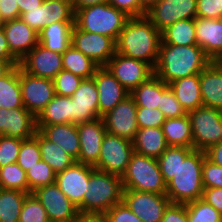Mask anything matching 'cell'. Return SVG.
I'll list each match as a JSON object with an SVG mask.
<instances>
[{
  "label": "cell",
  "mask_w": 222,
  "mask_h": 222,
  "mask_svg": "<svg viewBox=\"0 0 222 222\" xmlns=\"http://www.w3.org/2000/svg\"><path fill=\"white\" fill-rule=\"evenodd\" d=\"M80 152L76 162L95 166L100 155L106 128L102 117L77 124Z\"/></svg>",
  "instance_id": "cell-17"
},
{
  "label": "cell",
  "mask_w": 222,
  "mask_h": 222,
  "mask_svg": "<svg viewBox=\"0 0 222 222\" xmlns=\"http://www.w3.org/2000/svg\"><path fill=\"white\" fill-rule=\"evenodd\" d=\"M202 180L203 188H222V166L205 157L202 164Z\"/></svg>",
  "instance_id": "cell-48"
},
{
  "label": "cell",
  "mask_w": 222,
  "mask_h": 222,
  "mask_svg": "<svg viewBox=\"0 0 222 222\" xmlns=\"http://www.w3.org/2000/svg\"><path fill=\"white\" fill-rule=\"evenodd\" d=\"M11 54L20 62L38 43L39 35L20 18L3 24Z\"/></svg>",
  "instance_id": "cell-22"
},
{
  "label": "cell",
  "mask_w": 222,
  "mask_h": 222,
  "mask_svg": "<svg viewBox=\"0 0 222 222\" xmlns=\"http://www.w3.org/2000/svg\"><path fill=\"white\" fill-rule=\"evenodd\" d=\"M121 176L93 168L83 198V212L105 213L123 202Z\"/></svg>",
  "instance_id": "cell-4"
},
{
  "label": "cell",
  "mask_w": 222,
  "mask_h": 222,
  "mask_svg": "<svg viewBox=\"0 0 222 222\" xmlns=\"http://www.w3.org/2000/svg\"><path fill=\"white\" fill-rule=\"evenodd\" d=\"M186 113L203 106L200 74L184 77L168 84Z\"/></svg>",
  "instance_id": "cell-26"
},
{
  "label": "cell",
  "mask_w": 222,
  "mask_h": 222,
  "mask_svg": "<svg viewBox=\"0 0 222 222\" xmlns=\"http://www.w3.org/2000/svg\"><path fill=\"white\" fill-rule=\"evenodd\" d=\"M75 22H55L45 27L39 35V44L46 49L63 53L71 45V32Z\"/></svg>",
  "instance_id": "cell-29"
},
{
  "label": "cell",
  "mask_w": 222,
  "mask_h": 222,
  "mask_svg": "<svg viewBox=\"0 0 222 222\" xmlns=\"http://www.w3.org/2000/svg\"><path fill=\"white\" fill-rule=\"evenodd\" d=\"M185 204L188 222H222V215L202 198Z\"/></svg>",
  "instance_id": "cell-39"
},
{
  "label": "cell",
  "mask_w": 222,
  "mask_h": 222,
  "mask_svg": "<svg viewBox=\"0 0 222 222\" xmlns=\"http://www.w3.org/2000/svg\"><path fill=\"white\" fill-rule=\"evenodd\" d=\"M29 193L2 189L0 192V222H18L21 208Z\"/></svg>",
  "instance_id": "cell-36"
},
{
  "label": "cell",
  "mask_w": 222,
  "mask_h": 222,
  "mask_svg": "<svg viewBox=\"0 0 222 222\" xmlns=\"http://www.w3.org/2000/svg\"><path fill=\"white\" fill-rule=\"evenodd\" d=\"M63 69L80 76L83 79L92 78L99 68L89 57L70 45L62 53Z\"/></svg>",
  "instance_id": "cell-35"
},
{
  "label": "cell",
  "mask_w": 222,
  "mask_h": 222,
  "mask_svg": "<svg viewBox=\"0 0 222 222\" xmlns=\"http://www.w3.org/2000/svg\"><path fill=\"white\" fill-rule=\"evenodd\" d=\"M203 106L222 110V69L210 62L200 73Z\"/></svg>",
  "instance_id": "cell-25"
},
{
  "label": "cell",
  "mask_w": 222,
  "mask_h": 222,
  "mask_svg": "<svg viewBox=\"0 0 222 222\" xmlns=\"http://www.w3.org/2000/svg\"><path fill=\"white\" fill-rule=\"evenodd\" d=\"M29 194L39 187L55 183L56 173L42 159L26 171Z\"/></svg>",
  "instance_id": "cell-40"
},
{
  "label": "cell",
  "mask_w": 222,
  "mask_h": 222,
  "mask_svg": "<svg viewBox=\"0 0 222 222\" xmlns=\"http://www.w3.org/2000/svg\"><path fill=\"white\" fill-rule=\"evenodd\" d=\"M19 66L27 73L53 80L63 69L62 54L37 44L21 61Z\"/></svg>",
  "instance_id": "cell-18"
},
{
  "label": "cell",
  "mask_w": 222,
  "mask_h": 222,
  "mask_svg": "<svg viewBox=\"0 0 222 222\" xmlns=\"http://www.w3.org/2000/svg\"><path fill=\"white\" fill-rule=\"evenodd\" d=\"M34 137L38 140L41 159L57 174L72 166L76 160L66 153L60 146L46 139L38 130Z\"/></svg>",
  "instance_id": "cell-33"
},
{
  "label": "cell",
  "mask_w": 222,
  "mask_h": 222,
  "mask_svg": "<svg viewBox=\"0 0 222 222\" xmlns=\"http://www.w3.org/2000/svg\"><path fill=\"white\" fill-rule=\"evenodd\" d=\"M134 152L158 158L167 149L162 127L138 129L132 140Z\"/></svg>",
  "instance_id": "cell-27"
},
{
  "label": "cell",
  "mask_w": 222,
  "mask_h": 222,
  "mask_svg": "<svg viewBox=\"0 0 222 222\" xmlns=\"http://www.w3.org/2000/svg\"><path fill=\"white\" fill-rule=\"evenodd\" d=\"M137 124L139 129L159 128L163 126L166 118L159 108L137 107Z\"/></svg>",
  "instance_id": "cell-46"
},
{
  "label": "cell",
  "mask_w": 222,
  "mask_h": 222,
  "mask_svg": "<svg viewBox=\"0 0 222 222\" xmlns=\"http://www.w3.org/2000/svg\"><path fill=\"white\" fill-rule=\"evenodd\" d=\"M121 179L124 189L166 194V182L157 158L134 152Z\"/></svg>",
  "instance_id": "cell-6"
},
{
  "label": "cell",
  "mask_w": 222,
  "mask_h": 222,
  "mask_svg": "<svg viewBox=\"0 0 222 222\" xmlns=\"http://www.w3.org/2000/svg\"><path fill=\"white\" fill-rule=\"evenodd\" d=\"M168 84L155 74L135 88L130 95L134 98L137 107L159 108L161 94L168 88Z\"/></svg>",
  "instance_id": "cell-32"
},
{
  "label": "cell",
  "mask_w": 222,
  "mask_h": 222,
  "mask_svg": "<svg viewBox=\"0 0 222 222\" xmlns=\"http://www.w3.org/2000/svg\"><path fill=\"white\" fill-rule=\"evenodd\" d=\"M72 123V98L55 94L36 117V126Z\"/></svg>",
  "instance_id": "cell-28"
},
{
  "label": "cell",
  "mask_w": 222,
  "mask_h": 222,
  "mask_svg": "<svg viewBox=\"0 0 222 222\" xmlns=\"http://www.w3.org/2000/svg\"><path fill=\"white\" fill-rule=\"evenodd\" d=\"M94 167L75 162L72 166L56 174L55 183L68 199L83 212V198Z\"/></svg>",
  "instance_id": "cell-15"
},
{
  "label": "cell",
  "mask_w": 222,
  "mask_h": 222,
  "mask_svg": "<svg viewBox=\"0 0 222 222\" xmlns=\"http://www.w3.org/2000/svg\"><path fill=\"white\" fill-rule=\"evenodd\" d=\"M187 114L191 122L194 149L205 152L222 141V110L200 106Z\"/></svg>",
  "instance_id": "cell-7"
},
{
  "label": "cell",
  "mask_w": 222,
  "mask_h": 222,
  "mask_svg": "<svg viewBox=\"0 0 222 222\" xmlns=\"http://www.w3.org/2000/svg\"><path fill=\"white\" fill-rule=\"evenodd\" d=\"M211 62H213L219 69H222V51L216 55Z\"/></svg>",
  "instance_id": "cell-63"
},
{
  "label": "cell",
  "mask_w": 222,
  "mask_h": 222,
  "mask_svg": "<svg viewBox=\"0 0 222 222\" xmlns=\"http://www.w3.org/2000/svg\"><path fill=\"white\" fill-rule=\"evenodd\" d=\"M160 172L167 183L175 176L179 168V146H168L167 149L157 158Z\"/></svg>",
  "instance_id": "cell-44"
},
{
  "label": "cell",
  "mask_w": 222,
  "mask_h": 222,
  "mask_svg": "<svg viewBox=\"0 0 222 222\" xmlns=\"http://www.w3.org/2000/svg\"><path fill=\"white\" fill-rule=\"evenodd\" d=\"M160 222H188L186 204L170 203Z\"/></svg>",
  "instance_id": "cell-51"
},
{
  "label": "cell",
  "mask_w": 222,
  "mask_h": 222,
  "mask_svg": "<svg viewBox=\"0 0 222 222\" xmlns=\"http://www.w3.org/2000/svg\"><path fill=\"white\" fill-rule=\"evenodd\" d=\"M71 45L99 67H105L116 53V42L111 37L85 32L75 24L71 32Z\"/></svg>",
  "instance_id": "cell-9"
},
{
  "label": "cell",
  "mask_w": 222,
  "mask_h": 222,
  "mask_svg": "<svg viewBox=\"0 0 222 222\" xmlns=\"http://www.w3.org/2000/svg\"><path fill=\"white\" fill-rule=\"evenodd\" d=\"M158 0H140V17L145 16L146 12L157 2Z\"/></svg>",
  "instance_id": "cell-61"
},
{
  "label": "cell",
  "mask_w": 222,
  "mask_h": 222,
  "mask_svg": "<svg viewBox=\"0 0 222 222\" xmlns=\"http://www.w3.org/2000/svg\"><path fill=\"white\" fill-rule=\"evenodd\" d=\"M92 78L98 90L99 117L130 95L106 67H99Z\"/></svg>",
  "instance_id": "cell-20"
},
{
  "label": "cell",
  "mask_w": 222,
  "mask_h": 222,
  "mask_svg": "<svg viewBox=\"0 0 222 222\" xmlns=\"http://www.w3.org/2000/svg\"><path fill=\"white\" fill-rule=\"evenodd\" d=\"M133 153L132 141L106 132L94 168L122 177Z\"/></svg>",
  "instance_id": "cell-8"
},
{
  "label": "cell",
  "mask_w": 222,
  "mask_h": 222,
  "mask_svg": "<svg viewBox=\"0 0 222 222\" xmlns=\"http://www.w3.org/2000/svg\"><path fill=\"white\" fill-rule=\"evenodd\" d=\"M162 129L168 146L193 148L191 122L188 114L179 118L166 119Z\"/></svg>",
  "instance_id": "cell-30"
},
{
  "label": "cell",
  "mask_w": 222,
  "mask_h": 222,
  "mask_svg": "<svg viewBox=\"0 0 222 222\" xmlns=\"http://www.w3.org/2000/svg\"><path fill=\"white\" fill-rule=\"evenodd\" d=\"M218 20H219L220 23L222 24V15L218 18Z\"/></svg>",
  "instance_id": "cell-65"
},
{
  "label": "cell",
  "mask_w": 222,
  "mask_h": 222,
  "mask_svg": "<svg viewBox=\"0 0 222 222\" xmlns=\"http://www.w3.org/2000/svg\"><path fill=\"white\" fill-rule=\"evenodd\" d=\"M0 182L3 189L29 193L26 172L17 163L8 164L0 168Z\"/></svg>",
  "instance_id": "cell-38"
},
{
  "label": "cell",
  "mask_w": 222,
  "mask_h": 222,
  "mask_svg": "<svg viewBox=\"0 0 222 222\" xmlns=\"http://www.w3.org/2000/svg\"><path fill=\"white\" fill-rule=\"evenodd\" d=\"M45 208L50 222H72L79 212L56 183L32 192Z\"/></svg>",
  "instance_id": "cell-16"
},
{
  "label": "cell",
  "mask_w": 222,
  "mask_h": 222,
  "mask_svg": "<svg viewBox=\"0 0 222 222\" xmlns=\"http://www.w3.org/2000/svg\"><path fill=\"white\" fill-rule=\"evenodd\" d=\"M104 214L107 222H143L124 202L114 205Z\"/></svg>",
  "instance_id": "cell-49"
},
{
  "label": "cell",
  "mask_w": 222,
  "mask_h": 222,
  "mask_svg": "<svg viewBox=\"0 0 222 222\" xmlns=\"http://www.w3.org/2000/svg\"><path fill=\"white\" fill-rule=\"evenodd\" d=\"M2 189H3V188H2V185H1V182H0V192L2 191Z\"/></svg>",
  "instance_id": "cell-66"
},
{
  "label": "cell",
  "mask_w": 222,
  "mask_h": 222,
  "mask_svg": "<svg viewBox=\"0 0 222 222\" xmlns=\"http://www.w3.org/2000/svg\"><path fill=\"white\" fill-rule=\"evenodd\" d=\"M210 62L211 59L198 45H168L161 40L154 74L169 84L180 78L200 74Z\"/></svg>",
  "instance_id": "cell-2"
},
{
  "label": "cell",
  "mask_w": 222,
  "mask_h": 222,
  "mask_svg": "<svg viewBox=\"0 0 222 222\" xmlns=\"http://www.w3.org/2000/svg\"><path fill=\"white\" fill-rule=\"evenodd\" d=\"M44 0H17L20 14L28 11V9L37 8L42 5Z\"/></svg>",
  "instance_id": "cell-59"
},
{
  "label": "cell",
  "mask_w": 222,
  "mask_h": 222,
  "mask_svg": "<svg viewBox=\"0 0 222 222\" xmlns=\"http://www.w3.org/2000/svg\"><path fill=\"white\" fill-rule=\"evenodd\" d=\"M18 222H50L45 208L33 193L26 196Z\"/></svg>",
  "instance_id": "cell-41"
},
{
  "label": "cell",
  "mask_w": 222,
  "mask_h": 222,
  "mask_svg": "<svg viewBox=\"0 0 222 222\" xmlns=\"http://www.w3.org/2000/svg\"><path fill=\"white\" fill-rule=\"evenodd\" d=\"M36 131V117L26 108H0V135L25 140Z\"/></svg>",
  "instance_id": "cell-21"
},
{
  "label": "cell",
  "mask_w": 222,
  "mask_h": 222,
  "mask_svg": "<svg viewBox=\"0 0 222 222\" xmlns=\"http://www.w3.org/2000/svg\"><path fill=\"white\" fill-rule=\"evenodd\" d=\"M83 78L70 71L62 69L52 80L55 94L71 97L80 86Z\"/></svg>",
  "instance_id": "cell-43"
},
{
  "label": "cell",
  "mask_w": 222,
  "mask_h": 222,
  "mask_svg": "<svg viewBox=\"0 0 222 222\" xmlns=\"http://www.w3.org/2000/svg\"><path fill=\"white\" fill-rule=\"evenodd\" d=\"M20 87L24 107L35 117L47 106L55 96L53 81L36 77L20 67Z\"/></svg>",
  "instance_id": "cell-12"
},
{
  "label": "cell",
  "mask_w": 222,
  "mask_h": 222,
  "mask_svg": "<svg viewBox=\"0 0 222 222\" xmlns=\"http://www.w3.org/2000/svg\"><path fill=\"white\" fill-rule=\"evenodd\" d=\"M204 151L179 146V168L166 183V195L171 203H187L202 198V164Z\"/></svg>",
  "instance_id": "cell-3"
},
{
  "label": "cell",
  "mask_w": 222,
  "mask_h": 222,
  "mask_svg": "<svg viewBox=\"0 0 222 222\" xmlns=\"http://www.w3.org/2000/svg\"><path fill=\"white\" fill-rule=\"evenodd\" d=\"M162 41L168 45H197L195 18L179 20L161 32Z\"/></svg>",
  "instance_id": "cell-34"
},
{
  "label": "cell",
  "mask_w": 222,
  "mask_h": 222,
  "mask_svg": "<svg viewBox=\"0 0 222 222\" xmlns=\"http://www.w3.org/2000/svg\"><path fill=\"white\" fill-rule=\"evenodd\" d=\"M17 0H0V16L4 22L20 18Z\"/></svg>",
  "instance_id": "cell-54"
},
{
  "label": "cell",
  "mask_w": 222,
  "mask_h": 222,
  "mask_svg": "<svg viewBox=\"0 0 222 222\" xmlns=\"http://www.w3.org/2000/svg\"><path fill=\"white\" fill-rule=\"evenodd\" d=\"M206 157L214 164L222 166V141L205 151Z\"/></svg>",
  "instance_id": "cell-58"
},
{
  "label": "cell",
  "mask_w": 222,
  "mask_h": 222,
  "mask_svg": "<svg viewBox=\"0 0 222 222\" xmlns=\"http://www.w3.org/2000/svg\"><path fill=\"white\" fill-rule=\"evenodd\" d=\"M72 98V123L99 118L98 90L93 78L83 79Z\"/></svg>",
  "instance_id": "cell-19"
},
{
  "label": "cell",
  "mask_w": 222,
  "mask_h": 222,
  "mask_svg": "<svg viewBox=\"0 0 222 222\" xmlns=\"http://www.w3.org/2000/svg\"><path fill=\"white\" fill-rule=\"evenodd\" d=\"M20 19L36 32L43 30V3L41 6L20 14Z\"/></svg>",
  "instance_id": "cell-52"
},
{
  "label": "cell",
  "mask_w": 222,
  "mask_h": 222,
  "mask_svg": "<svg viewBox=\"0 0 222 222\" xmlns=\"http://www.w3.org/2000/svg\"><path fill=\"white\" fill-rule=\"evenodd\" d=\"M159 109L164 114L166 119L179 118L187 114L182 108L179 101L176 99L170 87H168L161 94V102Z\"/></svg>",
  "instance_id": "cell-47"
},
{
  "label": "cell",
  "mask_w": 222,
  "mask_h": 222,
  "mask_svg": "<svg viewBox=\"0 0 222 222\" xmlns=\"http://www.w3.org/2000/svg\"><path fill=\"white\" fill-rule=\"evenodd\" d=\"M55 22H75L71 0L43 1V29Z\"/></svg>",
  "instance_id": "cell-37"
},
{
  "label": "cell",
  "mask_w": 222,
  "mask_h": 222,
  "mask_svg": "<svg viewBox=\"0 0 222 222\" xmlns=\"http://www.w3.org/2000/svg\"><path fill=\"white\" fill-rule=\"evenodd\" d=\"M162 32L179 20L197 17L196 0H158L145 15Z\"/></svg>",
  "instance_id": "cell-10"
},
{
  "label": "cell",
  "mask_w": 222,
  "mask_h": 222,
  "mask_svg": "<svg viewBox=\"0 0 222 222\" xmlns=\"http://www.w3.org/2000/svg\"><path fill=\"white\" fill-rule=\"evenodd\" d=\"M129 16L108 2L81 8L75 12V25L90 33L111 37L115 42Z\"/></svg>",
  "instance_id": "cell-5"
},
{
  "label": "cell",
  "mask_w": 222,
  "mask_h": 222,
  "mask_svg": "<svg viewBox=\"0 0 222 222\" xmlns=\"http://www.w3.org/2000/svg\"><path fill=\"white\" fill-rule=\"evenodd\" d=\"M0 60L8 61L13 67L20 64L9 50L3 27H0Z\"/></svg>",
  "instance_id": "cell-56"
},
{
  "label": "cell",
  "mask_w": 222,
  "mask_h": 222,
  "mask_svg": "<svg viewBox=\"0 0 222 222\" xmlns=\"http://www.w3.org/2000/svg\"><path fill=\"white\" fill-rule=\"evenodd\" d=\"M13 66L8 61H2L0 60V78L5 76Z\"/></svg>",
  "instance_id": "cell-62"
},
{
  "label": "cell",
  "mask_w": 222,
  "mask_h": 222,
  "mask_svg": "<svg viewBox=\"0 0 222 222\" xmlns=\"http://www.w3.org/2000/svg\"><path fill=\"white\" fill-rule=\"evenodd\" d=\"M197 45L212 60L222 51V24L218 19L195 18Z\"/></svg>",
  "instance_id": "cell-24"
},
{
  "label": "cell",
  "mask_w": 222,
  "mask_h": 222,
  "mask_svg": "<svg viewBox=\"0 0 222 222\" xmlns=\"http://www.w3.org/2000/svg\"><path fill=\"white\" fill-rule=\"evenodd\" d=\"M41 160V151L35 137L25 139L21 143L17 164L26 172Z\"/></svg>",
  "instance_id": "cell-42"
},
{
  "label": "cell",
  "mask_w": 222,
  "mask_h": 222,
  "mask_svg": "<svg viewBox=\"0 0 222 222\" xmlns=\"http://www.w3.org/2000/svg\"><path fill=\"white\" fill-rule=\"evenodd\" d=\"M123 202L143 222H160L171 203L166 194L123 190Z\"/></svg>",
  "instance_id": "cell-13"
},
{
  "label": "cell",
  "mask_w": 222,
  "mask_h": 222,
  "mask_svg": "<svg viewBox=\"0 0 222 222\" xmlns=\"http://www.w3.org/2000/svg\"><path fill=\"white\" fill-rule=\"evenodd\" d=\"M23 139L0 135V168L16 163Z\"/></svg>",
  "instance_id": "cell-45"
},
{
  "label": "cell",
  "mask_w": 222,
  "mask_h": 222,
  "mask_svg": "<svg viewBox=\"0 0 222 222\" xmlns=\"http://www.w3.org/2000/svg\"><path fill=\"white\" fill-rule=\"evenodd\" d=\"M0 108H25L20 87V66H14L0 78Z\"/></svg>",
  "instance_id": "cell-31"
},
{
  "label": "cell",
  "mask_w": 222,
  "mask_h": 222,
  "mask_svg": "<svg viewBox=\"0 0 222 222\" xmlns=\"http://www.w3.org/2000/svg\"><path fill=\"white\" fill-rule=\"evenodd\" d=\"M105 67L130 93L154 74L148 63L117 52Z\"/></svg>",
  "instance_id": "cell-11"
},
{
  "label": "cell",
  "mask_w": 222,
  "mask_h": 222,
  "mask_svg": "<svg viewBox=\"0 0 222 222\" xmlns=\"http://www.w3.org/2000/svg\"><path fill=\"white\" fill-rule=\"evenodd\" d=\"M72 222H107L104 213L78 212Z\"/></svg>",
  "instance_id": "cell-57"
},
{
  "label": "cell",
  "mask_w": 222,
  "mask_h": 222,
  "mask_svg": "<svg viewBox=\"0 0 222 222\" xmlns=\"http://www.w3.org/2000/svg\"><path fill=\"white\" fill-rule=\"evenodd\" d=\"M36 127L46 139L53 142L57 146H60L76 161L78 160L80 141L76 124L69 123Z\"/></svg>",
  "instance_id": "cell-23"
},
{
  "label": "cell",
  "mask_w": 222,
  "mask_h": 222,
  "mask_svg": "<svg viewBox=\"0 0 222 222\" xmlns=\"http://www.w3.org/2000/svg\"><path fill=\"white\" fill-rule=\"evenodd\" d=\"M136 112L135 100L129 95L102 116L106 132L132 141L139 129Z\"/></svg>",
  "instance_id": "cell-14"
},
{
  "label": "cell",
  "mask_w": 222,
  "mask_h": 222,
  "mask_svg": "<svg viewBox=\"0 0 222 222\" xmlns=\"http://www.w3.org/2000/svg\"><path fill=\"white\" fill-rule=\"evenodd\" d=\"M197 17L218 19L222 15V0H196Z\"/></svg>",
  "instance_id": "cell-50"
},
{
  "label": "cell",
  "mask_w": 222,
  "mask_h": 222,
  "mask_svg": "<svg viewBox=\"0 0 222 222\" xmlns=\"http://www.w3.org/2000/svg\"><path fill=\"white\" fill-rule=\"evenodd\" d=\"M161 40V32L146 16L130 17L116 40V52L142 60L154 69Z\"/></svg>",
  "instance_id": "cell-1"
},
{
  "label": "cell",
  "mask_w": 222,
  "mask_h": 222,
  "mask_svg": "<svg viewBox=\"0 0 222 222\" xmlns=\"http://www.w3.org/2000/svg\"><path fill=\"white\" fill-rule=\"evenodd\" d=\"M108 3L129 17H140V0H108Z\"/></svg>",
  "instance_id": "cell-53"
},
{
  "label": "cell",
  "mask_w": 222,
  "mask_h": 222,
  "mask_svg": "<svg viewBox=\"0 0 222 222\" xmlns=\"http://www.w3.org/2000/svg\"><path fill=\"white\" fill-rule=\"evenodd\" d=\"M4 24V21L2 20L1 16H0V27H2Z\"/></svg>",
  "instance_id": "cell-64"
},
{
  "label": "cell",
  "mask_w": 222,
  "mask_h": 222,
  "mask_svg": "<svg viewBox=\"0 0 222 222\" xmlns=\"http://www.w3.org/2000/svg\"><path fill=\"white\" fill-rule=\"evenodd\" d=\"M202 199L222 215V188H204Z\"/></svg>",
  "instance_id": "cell-55"
},
{
  "label": "cell",
  "mask_w": 222,
  "mask_h": 222,
  "mask_svg": "<svg viewBox=\"0 0 222 222\" xmlns=\"http://www.w3.org/2000/svg\"><path fill=\"white\" fill-rule=\"evenodd\" d=\"M71 2H72L74 12H76L77 10L81 8L105 3V2H108V0H72Z\"/></svg>",
  "instance_id": "cell-60"
}]
</instances>
